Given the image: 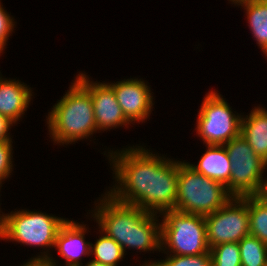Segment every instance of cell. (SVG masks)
Segmentation results:
<instances>
[{
  "instance_id": "ffe728a7",
  "label": "cell",
  "mask_w": 267,
  "mask_h": 266,
  "mask_svg": "<svg viewBox=\"0 0 267 266\" xmlns=\"http://www.w3.org/2000/svg\"><path fill=\"white\" fill-rule=\"evenodd\" d=\"M212 266H241L238 242L222 243L210 248Z\"/></svg>"
},
{
  "instance_id": "8fae6325",
  "label": "cell",
  "mask_w": 267,
  "mask_h": 266,
  "mask_svg": "<svg viewBox=\"0 0 267 266\" xmlns=\"http://www.w3.org/2000/svg\"><path fill=\"white\" fill-rule=\"evenodd\" d=\"M114 90L117 102L125 117L134 123L149 119L153 109V92L142 78H128L114 83L107 82Z\"/></svg>"
},
{
  "instance_id": "5b68a950",
  "label": "cell",
  "mask_w": 267,
  "mask_h": 266,
  "mask_svg": "<svg viewBox=\"0 0 267 266\" xmlns=\"http://www.w3.org/2000/svg\"><path fill=\"white\" fill-rule=\"evenodd\" d=\"M232 197L222 183L196 172L187 161H179L175 210L207 216Z\"/></svg>"
},
{
  "instance_id": "83f0119b",
  "label": "cell",
  "mask_w": 267,
  "mask_h": 266,
  "mask_svg": "<svg viewBox=\"0 0 267 266\" xmlns=\"http://www.w3.org/2000/svg\"><path fill=\"white\" fill-rule=\"evenodd\" d=\"M2 184H4V183H1L0 182V189H1V187H2ZM1 191V190H0ZM0 206H1V204H0ZM2 213V214H1ZM3 218H4V213L3 212H1V208H0V231H1V228H2V225H3Z\"/></svg>"
},
{
  "instance_id": "cb8c5ba5",
  "label": "cell",
  "mask_w": 267,
  "mask_h": 266,
  "mask_svg": "<svg viewBox=\"0 0 267 266\" xmlns=\"http://www.w3.org/2000/svg\"><path fill=\"white\" fill-rule=\"evenodd\" d=\"M15 123L6 116L0 115V142L13 141L10 135V129Z\"/></svg>"
},
{
  "instance_id": "3957f363",
  "label": "cell",
  "mask_w": 267,
  "mask_h": 266,
  "mask_svg": "<svg viewBox=\"0 0 267 266\" xmlns=\"http://www.w3.org/2000/svg\"><path fill=\"white\" fill-rule=\"evenodd\" d=\"M72 81L69 90L46 116L51 141L63 146L100 133L95 123L90 92L76 78Z\"/></svg>"
},
{
  "instance_id": "7c38bea8",
  "label": "cell",
  "mask_w": 267,
  "mask_h": 266,
  "mask_svg": "<svg viewBox=\"0 0 267 266\" xmlns=\"http://www.w3.org/2000/svg\"><path fill=\"white\" fill-rule=\"evenodd\" d=\"M86 224L67 219L60 227L54 248L65 260L64 266H82V256H90L91 243L85 240Z\"/></svg>"
},
{
  "instance_id": "4fadbf2b",
  "label": "cell",
  "mask_w": 267,
  "mask_h": 266,
  "mask_svg": "<svg viewBox=\"0 0 267 266\" xmlns=\"http://www.w3.org/2000/svg\"><path fill=\"white\" fill-rule=\"evenodd\" d=\"M19 79L0 77V115L6 116L15 124L24 117L31 102L33 92Z\"/></svg>"
},
{
  "instance_id": "7402d4cb",
  "label": "cell",
  "mask_w": 267,
  "mask_h": 266,
  "mask_svg": "<svg viewBox=\"0 0 267 266\" xmlns=\"http://www.w3.org/2000/svg\"><path fill=\"white\" fill-rule=\"evenodd\" d=\"M13 141L0 142V182H4L13 174Z\"/></svg>"
},
{
  "instance_id": "d4e9b609",
  "label": "cell",
  "mask_w": 267,
  "mask_h": 266,
  "mask_svg": "<svg viewBox=\"0 0 267 266\" xmlns=\"http://www.w3.org/2000/svg\"><path fill=\"white\" fill-rule=\"evenodd\" d=\"M59 263L53 256L49 259L44 258H30L28 262L24 263L21 266H58Z\"/></svg>"
},
{
  "instance_id": "e0dca14e",
  "label": "cell",
  "mask_w": 267,
  "mask_h": 266,
  "mask_svg": "<svg viewBox=\"0 0 267 266\" xmlns=\"http://www.w3.org/2000/svg\"><path fill=\"white\" fill-rule=\"evenodd\" d=\"M98 231L100 233L99 238L94 244L91 243L90 255H94L92 260L110 266H118V263L126 255L122 247L113 238L106 236L100 230Z\"/></svg>"
},
{
  "instance_id": "9a60e30c",
  "label": "cell",
  "mask_w": 267,
  "mask_h": 266,
  "mask_svg": "<svg viewBox=\"0 0 267 266\" xmlns=\"http://www.w3.org/2000/svg\"><path fill=\"white\" fill-rule=\"evenodd\" d=\"M246 142L267 161V110L254 106L248 115H242L241 133Z\"/></svg>"
},
{
  "instance_id": "6da1fadb",
  "label": "cell",
  "mask_w": 267,
  "mask_h": 266,
  "mask_svg": "<svg viewBox=\"0 0 267 266\" xmlns=\"http://www.w3.org/2000/svg\"><path fill=\"white\" fill-rule=\"evenodd\" d=\"M145 147L133 145L104 153L115 179L106 192L119 202L160 215L175 209L179 160Z\"/></svg>"
},
{
  "instance_id": "ac0fdd59",
  "label": "cell",
  "mask_w": 267,
  "mask_h": 266,
  "mask_svg": "<svg viewBox=\"0 0 267 266\" xmlns=\"http://www.w3.org/2000/svg\"><path fill=\"white\" fill-rule=\"evenodd\" d=\"M249 235L267 245V203L256 195L248 196Z\"/></svg>"
},
{
  "instance_id": "30bf717a",
  "label": "cell",
  "mask_w": 267,
  "mask_h": 266,
  "mask_svg": "<svg viewBox=\"0 0 267 266\" xmlns=\"http://www.w3.org/2000/svg\"><path fill=\"white\" fill-rule=\"evenodd\" d=\"M75 78L91 94L95 123L99 132L131 126L132 123L125 117L117 102L113 88L106 81L94 82L83 72H79Z\"/></svg>"
},
{
  "instance_id": "d6986e66",
  "label": "cell",
  "mask_w": 267,
  "mask_h": 266,
  "mask_svg": "<svg viewBox=\"0 0 267 266\" xmlns=\"http://www.w3.org/2000/svg\"><path fill=\"white\" fill-rule=\"evenodd\" d=\"M241 266H265L267 261V245L257 237L248 235L238 242Z\"/></svg>"
},
{
  "instance_id": "44dd1931",
  "label": "cell",
  "mask_w": 267,
  "mask_h": 266,
  "mask_svg": "<svg viewBox=\"0 0 267 266\" xmlns=\"http://www.w3.org/2000/svg\"><path fill=\"white\" fill-rule=\"evenodd\" d=\"M166 255L163 260H148L139 266H212L210 253L193 256Z\"/></svg>"
},
{
  "instance_id": "ba28073f",
  "label": "cell",
  "mask_w": 267,
  "mask_h": 266,
  "mask_svg": "<svg viewBox=\"0 0 267 266\" xmlns=\"http://www.w3.org/2000/svg\"><path fill=\"white\" fill-rule=\"evenodd\" d=\"M224 147L232 162L230 182L226 185L228 192L233 197L257 195L263 173L267 170V161L255 153L241 134L224 144Z\"/></svg>"
},
{
  "instance_id": "9c48e42d",
  "label": "cell",
  "mask_w": 267,
  "mask_h": 266,
  "mask_svg": "<svg viewBox=\"0 0 267 266\" xmlns=\"http://www.w3.org/2000/svg\"><path fill=\"white\" fill-rule=\"evenodd\" d=\"M209 248L239 242L249 235L248 196L232 197L217 211L204 216Z\"/></svg>"
},
{
  "instance_id": "2e32d148",
  "label": "cell",
  "mask_w": 267,
  "mask_h": 266,
  "mask_svg": "<svg viewBox=\"0 0 267 266\" xmlns=\"http://www.w3.org/2000/svg\"><path fill=\"white\" fill-rule=\"evenodd\" d=\"M245 10L248 26L257 46L267 57V0H234L232 5Z\"/></svg>"
},
{
  "instance_id": "484cf974",
  "label": "cell",
  "mask_w": 267,
  "mask_h": 266,
  "mask_svg": "<svg viewBox=\"0 0 267 266\" xmlns=\"http://www.w3.org/2000/svg\"><path fill=\"white\" fill-rule=\"evenodd\" d=\"M263 202L267 203V179H263L259 192L256 195Z\"/></svg>"
},
{
  "instance_id": "4316f807",
  "label": "cell",
  "mask_w": 267,
  "mask_h": 266,
  "mask_svg": "<svg viewBox=\"0 0 267 266\" xmlns=\"http://www.w3.org/2000/svg\"><path fill=\"white\" fill-rule=\"evenodd\" d=\"M90 261H88L85 265L82 266H110V265H106V264H102L99 262H96L94 260L89 259Z\"/></svg>"
},
{
  "instance_id": "8992f818",
  "label": "cell",
  "mask_w": 267,
  "mask_h": 266,
  "mask_svg": "<svg viewBox=\"0 0 267 266\" xmlns=\"http://www.w3.org/2000/svg\"><path fill=\"white\" fill-rule=\"evenodd\" d=\"M160 215L162 253L179 256L210 253L204 216L175 209Z\"/></svg>"
},
{
  "instance_id": "5bb4252c",
  "label": "cell",
  "mask_w": 267,
  "mask_h": 266,
  "mask_svg": "<svg viewBox=\"0 0 267 266\" xmlns=\"http://www.w3.org/2000/svg\"><path fill=\"white\" fill-rule=\"evenodd\" d=\"M205 153L200 157L199 162L191 164V168L204 176L218 181L226 186L230 182L231 161L224 145H205Z\"/></svg>"
},
{
  "instance_id": "277c9868",
  "label": "cell",
  "mask_w": 267,
  "mask_h": 266,
  "mask_svg": "<svg viewBox=\"0 0 267 266\" xmlns=\"http://www.w3.org/2000/svg\"><path fill=\"white\" fill-rule=\"evenodd\" d=\"M67 219L27 209L11 211L4 214L0 239L30 247H41L44 251L41 250L40 255L33 258L49 259L52 256L50 249L54 248L57 233Z\"/></svg>"
},
{
  "instance_id": "603a6c76",
  "label": "cell",
  "mask_w": 267,
  "mask_h": 266,
  "mask_svg": "<svg viewBox=\"0 0 267 266\" xmlns=\"http://www.w3.org/2000/svg\"><path fill=\"white\" fill-rule=\"evenodd\" d=\"M14 26L16 27L14 17L5 10L0 0V55L6 49L9 37L14 32Z\"/></svg>"
},
{
  "instance_id": "52a82bcc",
  "label": "cell",
  "mask_w": 267,
  "mask_h": 266,
  "mask_svg": "<svg viewBox=\"0 0 267 266\" xmlns=\"http://www.w3.org/2000/svg\"><path fill=\"white\" fill-rule=\"evenodd\" d=\"M215 90H210L200 105L196 133L205 145H224L241 133L242 115Z\"/></svg>"
},
{
  "instance_id": "7a4b0ae2",
  "label": "cell",
  "mask_w": 267,
  "mask_h": 266,
  "mask_svg": "<svg viewBox=\"0 0 267 266\" xmlns=\"http://www.w3.org/2000/svg\"><path fill=\"white\" fill-rule=\"evenodd\" d=\"M102 195L89 212L101 232L113 238L125 254L127 249L161 251L160 215L119 202L107 192Z\"/></svg>"
}]
</instances>
